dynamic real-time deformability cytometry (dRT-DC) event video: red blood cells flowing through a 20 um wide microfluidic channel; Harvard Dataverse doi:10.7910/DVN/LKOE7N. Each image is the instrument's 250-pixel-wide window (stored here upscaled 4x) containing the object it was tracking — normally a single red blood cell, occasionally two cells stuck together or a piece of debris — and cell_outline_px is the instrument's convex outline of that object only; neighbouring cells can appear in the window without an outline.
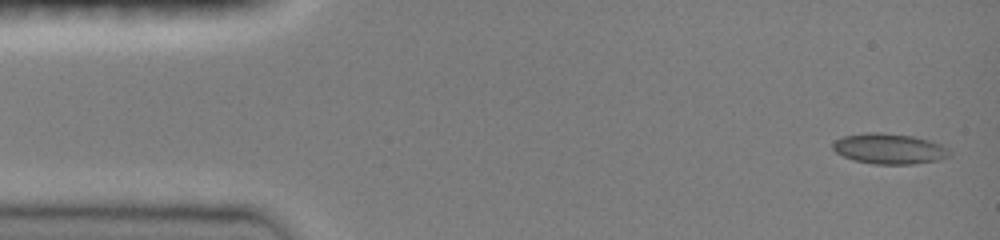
{"species": "common noctule bat (a hibernating species)", "species_latin": "Nyctalus noctula", "temperature_condition": "room temperature", "stored_images_in_passage": 19, "camera_frame_rate_fps": 3000, "um_per_image_px": 0.085, "animal": {"sex": "female", "body_mass_g": 19.0, "forearm_length_mm": 51.5}, "frame": {"image": 1, "passage_image": 1, "time_ms": 0.0, "image_size_px": [1000, 240], "cell_outline_px": [[952, 156], [940, 160], [912, 164], [876, 164], [852, 160], [836, 152], [832, 148], [832, 144], [836, 140], [844, 136], [864, 132], [880, 132], [912, 136], [928, 140], [940, 144], [948, 148], [952, 152]], "centroid_in_image_um": [75.61, 12.64], "position_along_channel_um": 9.4, "area_um2": 20.87}}
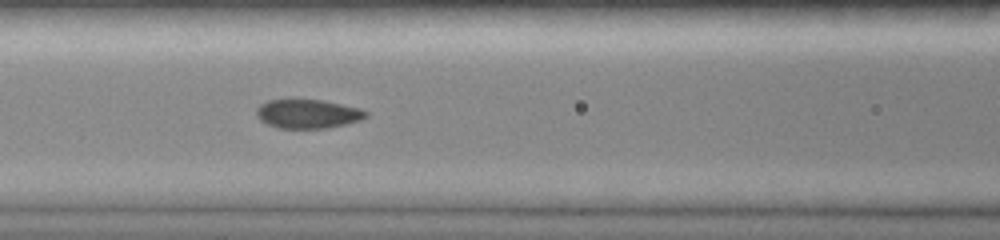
{"frame": {"image": 2, "passage_image": 14, "time_ms": 6.0, "image_size_px": [1000, 240], "cell_outline_px": [[368, 116], [360, 120], [328, 128], [276, 128], [260, 120], [256, 116], [256, 108], [260, 104], [268, 100], [288, 96], [296, 96], [320, 100], [360, 108], [368, 112]], "centroid_in_image_um": [26.08, 9.62], "position_along_channel_um": 140.5, "area_um2": 19.25}}
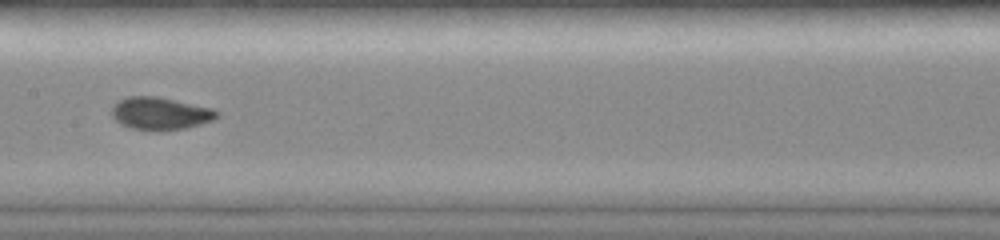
{"frame": {"image": 3, "passage_image": 17, "time_ms": 7.333, "image_size_px": [1000, 240], "cell_outline_px": [[220, 116], [212, 120], [188, 128], [132, 128], [120, 124], [112, 116], [112, 104], [128, 96], [156, 96], [212, 108], [220, 112]], "centroid_in_image_um": [13.63, 9.6], "position_along_channel_um": 193.8, "area_um2": 19.36}}